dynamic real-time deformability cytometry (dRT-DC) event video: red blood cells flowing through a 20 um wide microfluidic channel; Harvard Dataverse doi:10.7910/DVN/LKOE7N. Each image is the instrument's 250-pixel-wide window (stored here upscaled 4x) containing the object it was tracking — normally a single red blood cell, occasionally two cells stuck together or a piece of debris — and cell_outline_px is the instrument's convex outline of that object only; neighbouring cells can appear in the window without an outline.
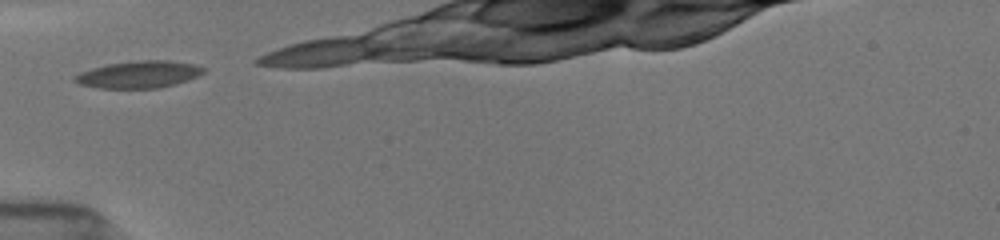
{"species": "common noctule bat (a hibernating species)", "species_latin": "Nyctalus noctula", "temperature_condition": "room temperature", "stored_images_in_passage": 11, "camera_frame_rate_fps": 3000, "um_per_image_px": 0.085, "animal": {"sex": "female", "body_mass_g": 19.5, "forearm_length_mm": 54.1}, "frame": {"image": 1, "passage_image": 1, "time_ms": 0.0, "image_size_px": [1000, 240], "cell_outline_px": [[204, 72], [188, 80], [176, 84], [160, 88], [96, 88], [80, 84], [72, 80], [72, 76], [80, 72], [92, 68], [108, 64], [140, 60], [168, 60], [196, 64], [204, 68]], "centroid_in_image_um": [11.78, 6.33], "position_along_channel_um": 73.2, "area_um2": 20.4}}